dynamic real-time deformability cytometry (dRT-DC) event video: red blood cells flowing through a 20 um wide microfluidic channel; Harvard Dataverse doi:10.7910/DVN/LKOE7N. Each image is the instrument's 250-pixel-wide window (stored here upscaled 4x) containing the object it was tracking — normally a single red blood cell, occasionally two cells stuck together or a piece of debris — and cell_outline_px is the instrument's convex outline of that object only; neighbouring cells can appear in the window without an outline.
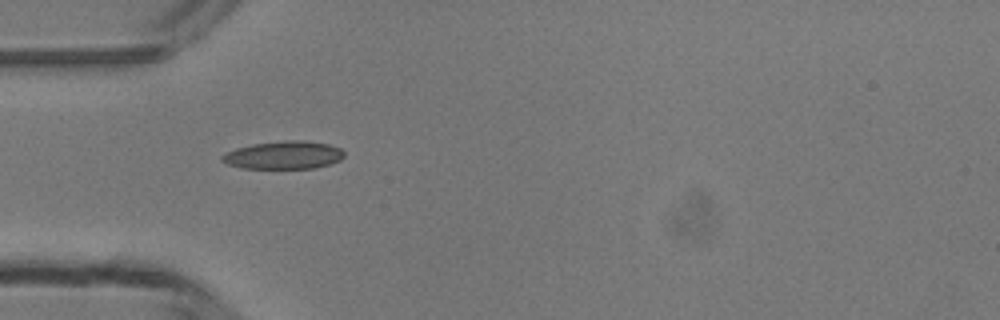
{"species": "common noctule bat (a hibernating species)", "species_latin": "Nyctalus noctula", "temperature_condition": "room temperature", "stored_images_in_passage": 35, "camera_frame_rate_fps": 3000, "um_per_image_px": 0.085, "animal": {"sex": "male", "body_mass_g": 13.3}, "frame": {"image": 1, "passage_image": 1, "time_ms": 0.0, "image_size_px": [1000, 320], "cell_outline_px": [[344, 156], [340, 160], [328, 164], [312, 168], [240, 168], [228, 164], [220, 160], [220, 156], [236, 148], [252, 144], [284, 140], [304, 140], [328, 144], [340, 148], [344, 152]], "centroid_in_image_um": [24.09, 13.17], "position_along_channel_um": 60.9, "area_um2": 19.83}}
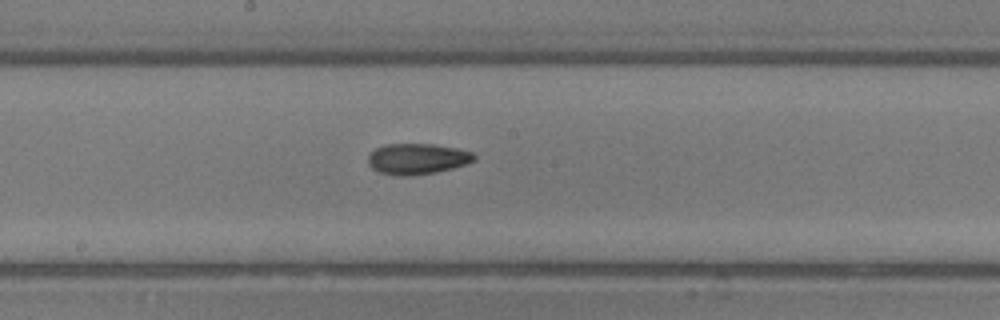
{"frame": {"image": 2, "passage_image": 12, "time_ms": 3.667, "image_size_px": [1000, 320], "cell_outline_px": [[476, 160], [452, 168], [436, 172], [408, 176], [400, 176], [380, 172], [372, 168], [368, 164], [368, 156], [376, 148], [384, 144], [432, 144], [456, 148], [472, 152], [476, 156]], "centroid_in_image_um": [35.46, 13.5], "position_along_channel_um": 212.7, "area_um2": 18.96}}
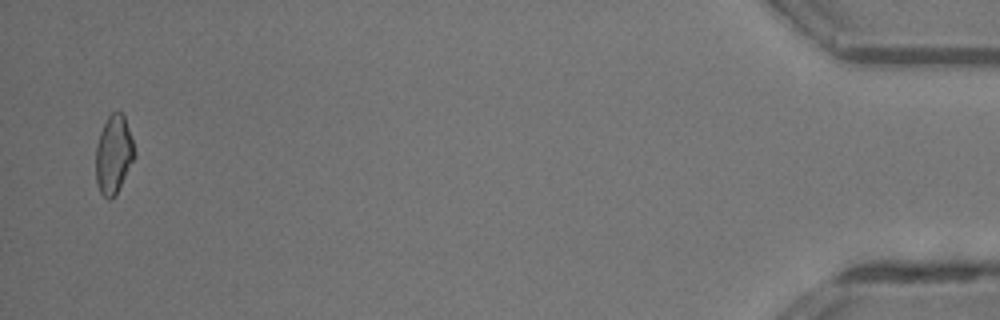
{"frame": {"image": 3, "passage_image": 34, "time_ms": 11.0, "image_size_px": [1000, 320], "cell_outline_px": [[136, 156], [116, 192], [108, 200], [100, 192], [96, 180], [96, 144], [100, 132], [108, 116], [112, 112], [124, 112], [136, 152]], "centroid_in_image_um": [9.67, 13.08], "position_along_channel_um": 425.5, "area_um2": 17.57}, "authors_computed_cell_mechanics": {"area_um2": 17.918, "velocity_mm_per_s": 4.171, "shape_relaxation_time_tau1_ms": 4.9514, "shape_relaxation_time_tau2_ms": 5.7137, "deformation_change_tau1": 0.1445, "deformation_change_tau2": 0.1448}}